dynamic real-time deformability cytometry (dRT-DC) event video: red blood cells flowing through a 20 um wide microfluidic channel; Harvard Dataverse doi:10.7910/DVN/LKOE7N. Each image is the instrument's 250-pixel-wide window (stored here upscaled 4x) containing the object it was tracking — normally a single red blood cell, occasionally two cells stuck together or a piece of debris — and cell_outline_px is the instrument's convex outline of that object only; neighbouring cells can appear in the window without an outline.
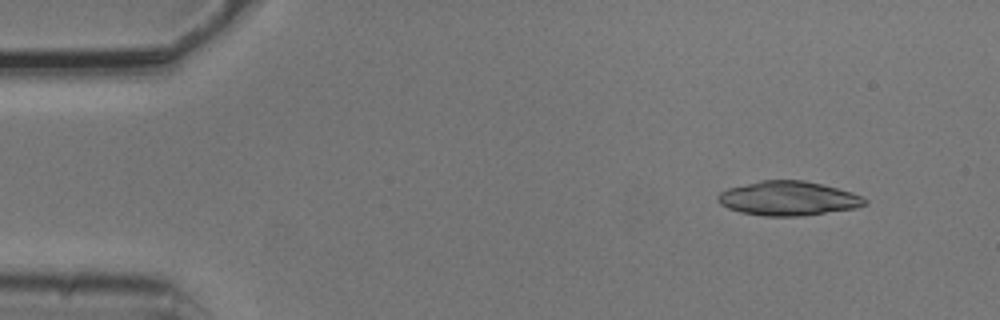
{"species": "common noctule bat (a hibernating species)", "species_latin": "Nyctalus noctula", "temperature_condition": "cold", "stored_images_in_passage": 5, "camera_frame_rate_fps": 3000, "um_per_image_px": 0.085, "animal": {"sex": "male", "body_mass_g": 20.5, "forearm_length_mm": 52.5}, "frame": {"image": 1, "passage_image": 2, "time_ms": 0.333, "image_size_px": [1000, 320], "cell_outline_px": [[868, 204], [856, 208], [804, 216], [764, 216], [740, 212], [728, 208], [720, 204], [716, 200], [716, 196], [720, 192], [728, 188], [760, 180], [804, 180], [852, 192], [864, 196], [868, 200]], "centroid_in_image_um": [67.01, 16.87], "position_along_channel_um": 18.0, "area_um2": 29.59}}